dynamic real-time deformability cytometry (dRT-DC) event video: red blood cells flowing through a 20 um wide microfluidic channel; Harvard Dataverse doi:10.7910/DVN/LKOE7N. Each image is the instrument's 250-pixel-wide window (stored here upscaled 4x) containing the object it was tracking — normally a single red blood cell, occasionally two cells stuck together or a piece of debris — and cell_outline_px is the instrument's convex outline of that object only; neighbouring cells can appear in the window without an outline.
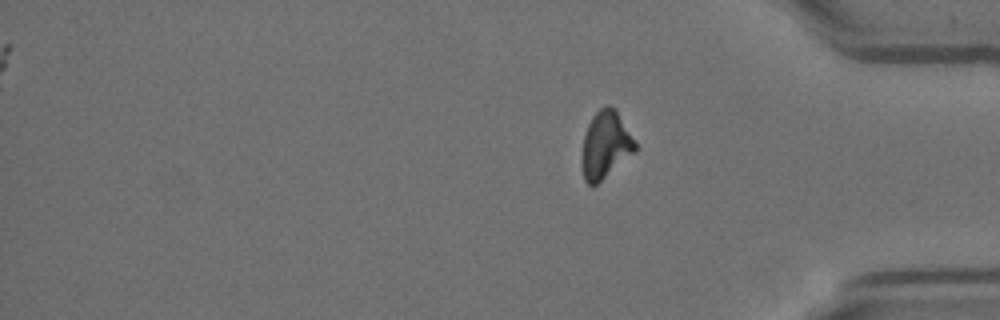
{"species": "Egyptian fruit bat (a non-hibernating species)", "species_latin": "Rousettus aegyptiacus", "temperature_condition": "room temperature", "stored_images_in_passage": 13, "segment_of_instrument_passage": [2, 2], "camera_frame_rate_fps": 3000, "um_per_image_px": 0.085, "animal": {"sex": "female"}, "frame": {"image": 1, "passage_image": 13, "time_ms": 4.0, "image_size_px": [1000, 320], "cell_outline_px": [[636, 152], [596, 184], [588, 184], [584, 180], [584, 136], [588, 124], [592, 116], [600, 108], [608, 104], [616, 108], [636, 144]], "centroid_in_image_um": [51.51, 12.27], "position_along_channel_um": 383.7, "area_um2": 20.29}}